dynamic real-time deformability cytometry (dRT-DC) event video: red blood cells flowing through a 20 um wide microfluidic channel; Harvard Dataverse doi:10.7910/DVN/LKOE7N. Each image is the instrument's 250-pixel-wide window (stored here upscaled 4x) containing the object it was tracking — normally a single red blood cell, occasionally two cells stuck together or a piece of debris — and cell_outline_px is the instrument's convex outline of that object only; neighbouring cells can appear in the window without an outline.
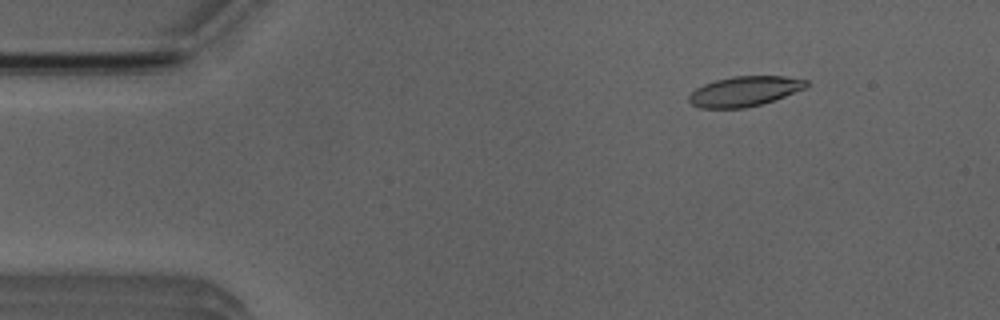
{"species": "Egyptian fruit bat (a non-hibernating species)", "species_latin": "Rousettus aegyptiacus", "temperature_condition": "room temperature", "stored_images_in_passage": 3, "camera_frame_rate_fps": 3000, "um_per_image_px": 0.085, "animal": {"sex": "male"}, "frame": {"image": 1, "passage_image": 1, "time_ms": 0.0, "image_size_px": [1000, 320], "cell_outline_px": [[808, 84], [804, 88], [784, 96], [760, 104], [744, 108], [700, 108], [692, 104], [688, 100], [688, 96], [696, 88], [704, 84], [716, 80], [732, 76], [784, 76], [808, 80]], "centroid_in_image_um": [63.25, 7.75], "position_along_channel_um": 21.7, "area_um2": 20.29}}